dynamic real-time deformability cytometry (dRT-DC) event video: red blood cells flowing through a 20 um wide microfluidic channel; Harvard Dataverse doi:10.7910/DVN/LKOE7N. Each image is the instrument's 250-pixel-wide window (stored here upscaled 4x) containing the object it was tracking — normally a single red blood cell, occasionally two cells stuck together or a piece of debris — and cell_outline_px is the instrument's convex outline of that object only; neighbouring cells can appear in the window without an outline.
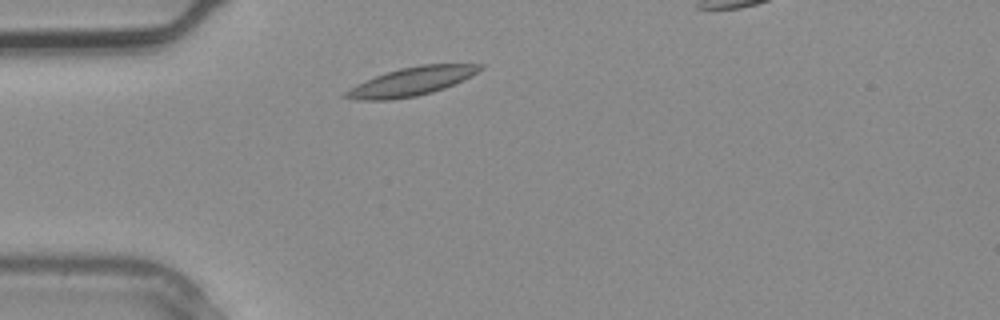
{"species": "common noctule bat (a hibernating species)", "species_latin": "Nyctalus noctula", "temperature_condition": "warm", "stored_images_in_passage": 2, "camera_frame_rate_fps": 3000, "um_per_image_px": 0.085, "animal": {"sex": "male", "body_mass_g": 20.4}, "frame": {"image": 1, "passage_image": 2, "time_ms": 0.333, "image_size_px": [1000, 320], "cell_outline_px": [[484, 68], [464, 80], [444, 88], [432, 92], [416, 96], [392, 100], [356, 100], [340, 96], [344, 92], [356, 84], [376, 76], [400, 68], [420, 64], [484, 64]], "centroid_in_image_um": [34.97, 6.93], "position_along_channel_um": 50.0, "area_um2": 22.31}}